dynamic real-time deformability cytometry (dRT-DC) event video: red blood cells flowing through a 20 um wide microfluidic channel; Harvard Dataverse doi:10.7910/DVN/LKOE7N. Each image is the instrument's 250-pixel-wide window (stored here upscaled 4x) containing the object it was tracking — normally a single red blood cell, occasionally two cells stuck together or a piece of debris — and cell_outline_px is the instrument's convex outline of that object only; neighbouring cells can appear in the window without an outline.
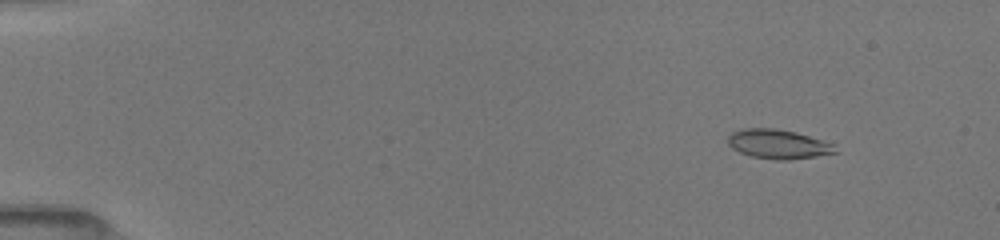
{"species": "common noctule bat (a hibernating species)", "species_latin": "Nyctalus noctula", "temperature_condition": "room temperature", "stored_images_in_passage": 32, "camera_frame_rate_fps": 3000, "um_per_image_px": 0.085, "animal": {"sex": "female", "body_mass_g": 19.5, "forearm_length_mm": 54.1}, "frame": {"image": 1, "passage_image": 13, "time_ms": 1.667, "image_size_px": [1000, 240], "cell_outline_px": [[840, 152], [816, 156], [788, 160], [776, 160], [752, 156], [740, 152], [732, 148], [728, 144], [728, 136], [732, 132], [744, 128], [776, 128], [796, 132], [836, 144]], "centroid_in_image_um": [66.19, 12.25], "position_along_channel_um": 18.8, "area_um2": 18.5}}
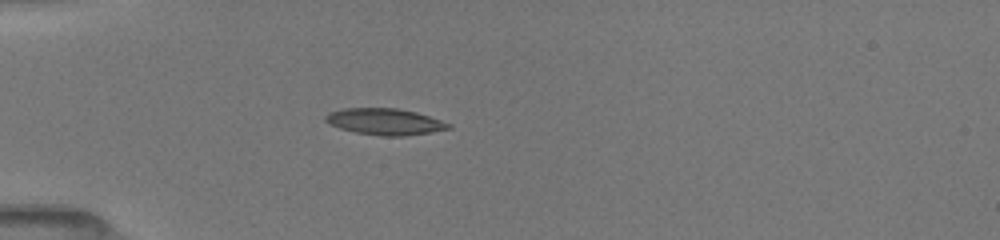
{"frame": {"image": 2, "passage_image": 30, "time_ms": 5.0, "image_size_px": [1000, 240], "cell_outline_px": [[452, 128], [432, 132], [404, 136], [380, 136], [356, 132], [340, 128], [328, 124], [324, 120], [324, 116], [328, 112], [344, 108], [396, 108], [416, 112], [452, 124]], "centroid_in_image_um": [32.69, 10.34], "position_along_channel_um": 52.3, "area_um2": 19.02}}